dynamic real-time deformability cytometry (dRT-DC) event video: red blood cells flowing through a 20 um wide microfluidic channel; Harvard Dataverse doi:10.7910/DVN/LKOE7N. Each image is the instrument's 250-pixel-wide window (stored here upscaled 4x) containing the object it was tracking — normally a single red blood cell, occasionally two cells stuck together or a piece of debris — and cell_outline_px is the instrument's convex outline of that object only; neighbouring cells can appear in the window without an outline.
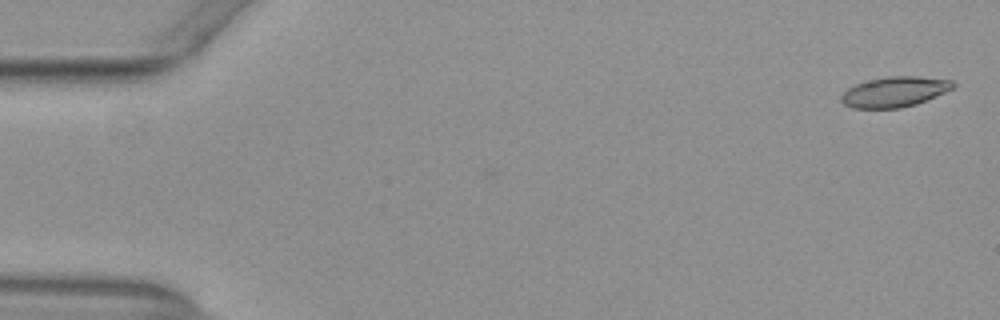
{"species": "common noctule bat (a hibernating species)", "species_latin": "Nyctalus noctula", "temperature_condition": "warm", "stored_images_in_passage": 2, "camera_frame_rate_fps": 3000, "um_per_image_px": 0.085, "animal": {"sex": "female", "body_mass_g": 29.2, "forearm_length_mm": 56.3}, "frame": {"image": 1, "passage_image": 2, "time_ms": 0.333, "image_size_px": [1000, 320], "cell_outline_px": [[956, 88], [916, 104], [900, 108], [852, 108], [844, 104], [840, 100], [840, 96], [848, 88], [856, 84], [868, 80], [888, 76], [916, 76], [952, 80], [956, 84]], "centroid_in_image_um": [76.06, 7.8], "position_along_channel_um": 8.9, "area_um2": 19.83}}